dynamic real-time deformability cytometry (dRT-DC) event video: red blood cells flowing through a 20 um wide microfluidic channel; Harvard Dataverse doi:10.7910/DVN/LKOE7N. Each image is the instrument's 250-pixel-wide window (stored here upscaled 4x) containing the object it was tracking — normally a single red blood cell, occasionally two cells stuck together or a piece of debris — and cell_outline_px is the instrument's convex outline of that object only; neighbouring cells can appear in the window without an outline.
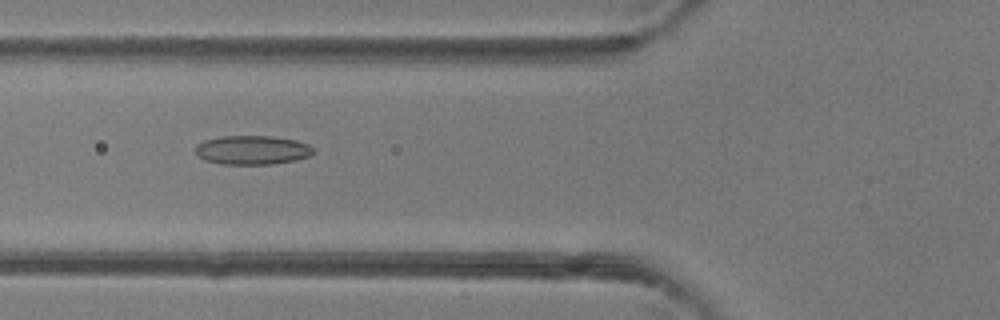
{"species": "common noctule bat (a hibernating species)", "species_latin": "Nyctalus noctula", "temperature_condition": "room temperature", "stored_images_in_passage": 48, "camera_frame_rate_fps": 3000, "um_per_image_px": 0.085, "animal": {"sex": "female"}, "frame": {"image": 1, "passage_image": 18, "time_ms": 5.667, "image_size_px": [1000, 320], "cell_outline_px": [[316, 152], [312, 156], [296, 160], [272, 164], [220, 164], [204, 160], [196, 156], [196, 144], [204, 140], [220, 136], [272, 136], [296, 140], [308, 144]], "centroid_in_image_um": [21.44, 12.75], "position_along_channel_um": 104.4, "area_um2": 20.23}}
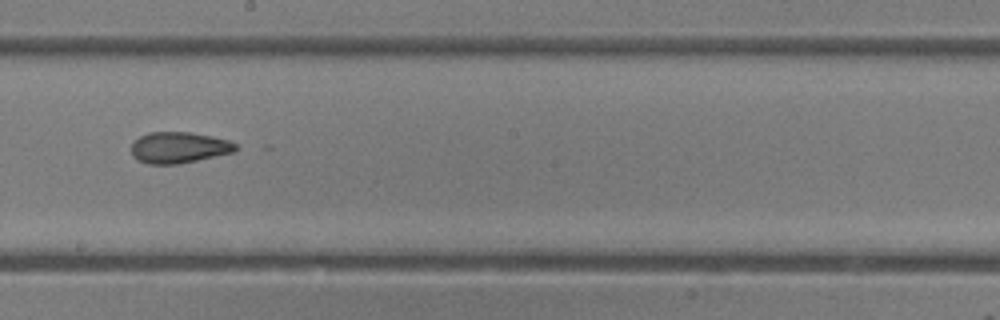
{"frame": {"image": 2, "passage_image": 27, "time_ms": 8.667, "image_size_px": [1000, 320], "cell_outline_px": [[236, 152], [180, 164], [148, 164], [136, 160], [132, 156], [132, 144], [140, 136], [148, 132], [188, 132], [212, 136], [228, 140], [236, 144]], "centroid_in_image_um": [15.2, 12.55], "position_along_channel_um": 233.0, "area_um2": 19.07}}
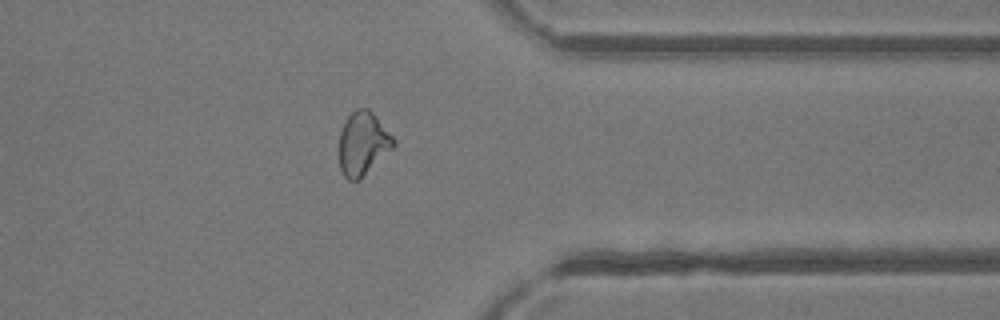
{"frame": {"image": 3, "passage_image": 38, "time_ms": 12.333, "image_size_px": [1000, 320], "cell_outline_px": [[396, 144], [360, 180], [348, 180], [344, 176], [340, 168], [340, 132], [348, 116], [356, 108], [368, 108], [372, 112], [396, 140]], "centroid_in_image_um": [30.85, 12.21], "position_along_channel_um": 380.6, "area_um2": 19.83}, "authors_computed_cell_mechanics": {"area_um2": 20.519, "velocity_mm_per_s": 4.2801, "shape_relaxation_time_tau1_ms": 7.0536, "shape_relaxation_time_tau2_ms": 2.2072, "deformation_change_tau1": 0.1396, "deformation_change_tau2": 0.1004}}